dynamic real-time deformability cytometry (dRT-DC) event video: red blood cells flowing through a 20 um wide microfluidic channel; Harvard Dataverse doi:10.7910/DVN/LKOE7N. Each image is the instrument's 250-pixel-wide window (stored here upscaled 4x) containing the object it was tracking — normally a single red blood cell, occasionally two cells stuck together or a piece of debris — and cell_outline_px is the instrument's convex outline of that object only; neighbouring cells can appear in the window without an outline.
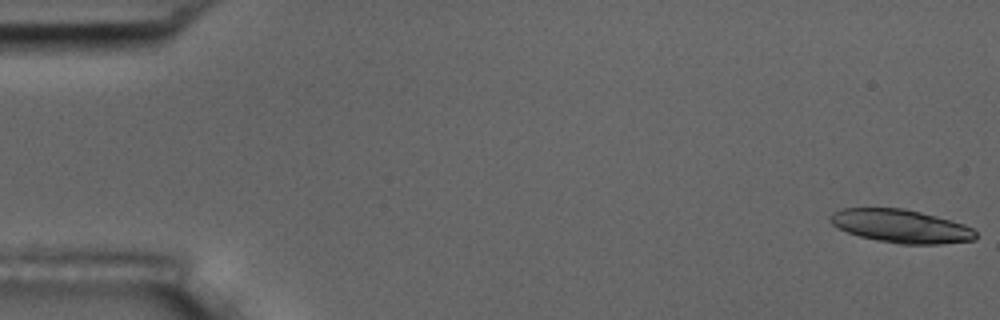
{"species": "common noctule bat (a hibernating species)", "species_latin": "Nyctalus noctula", "temperature_condition": "room temperature", "stored_images_in_passage": 5, "camera_frame_rate_fps": 3000, "um_per_image_px": 0.085, "animal": {"sex": "male", "body_mass_g": 17.5, "forearm_length_mm": 52.3}, "frame": {"image": 1, "passage_image": 1, "time_ms": 0.0, "image_size_px": [1000, 320], "cell_outline_px": [[976, 240], [940, 244], [900, 244], [876, 240], [860, 236], [848, 232], [832, 224], [828, 220], [828, 216], [832, 212], [840, 208], [904, 208], [936, 216], [964, 224], [972, 228], [976, 232]], "centroid_in_image_um": [76.57, 19.22], "position_along_channel_um": 8.4, "area_um2": 28.26}}